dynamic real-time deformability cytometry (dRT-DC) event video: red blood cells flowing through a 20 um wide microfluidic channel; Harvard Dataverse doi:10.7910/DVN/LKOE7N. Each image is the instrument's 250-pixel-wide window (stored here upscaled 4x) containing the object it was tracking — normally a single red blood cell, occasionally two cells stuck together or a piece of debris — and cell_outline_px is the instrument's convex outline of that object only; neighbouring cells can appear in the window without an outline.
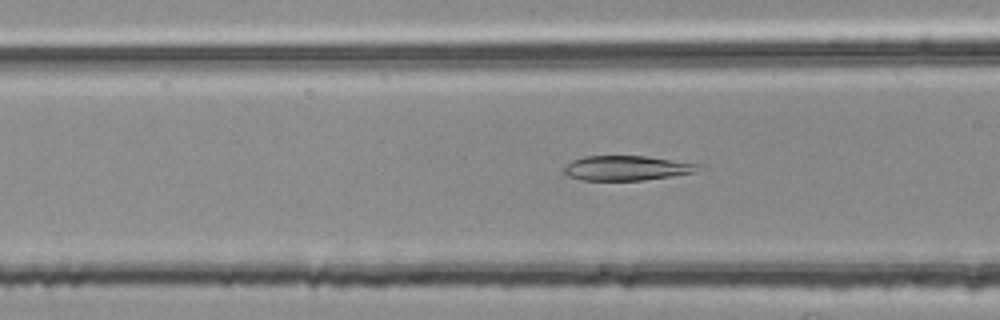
{"species": "common noctule bat (a hibernating species)", "species_latin": "Nyctalus noctula", "temperature_condition": "room temperature", "stored_images_in_passage": 32, "camera_frame_rate_fps": 3000, "um_per_image_px": 0.085, "animal": {"sex": "female", "body_mass_g": 25.1}, "frame": {"image": 1, "passage_image": 5, "time_ms": 1.333, "image_size_px": [1000, 320], "cell_outline_px": [[700, 164], [692, 172], [644, 180], [584, 180], [568, 176], [564, 172], [564, 164], [572, 160], [584, 156], [644, 156]], "centroid_in_image_um": [53.14, 14.28], "position_along_channel_um": 113.5, "area_um2": 18.96}}
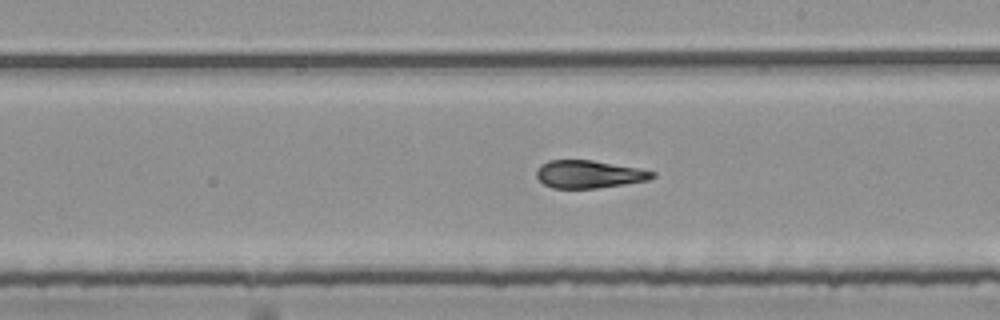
{"frame": {"image": 2, "passage_image": 15, "time_ms": 4.667, "image_size_px": [1000, 320], "cell_outline_px": [[656, 176], [648, 180], [624, 184], [596, 188], [552, 188], [544, 184], [536, 176], [536, 172], [540, 164], [548, 160], [592, 160], [640, 168], [656, 172]], "centroid_in_image_um": [50.07, 14.8], "position_along_channel_um": 238.9, "area_um2": 18.79}}
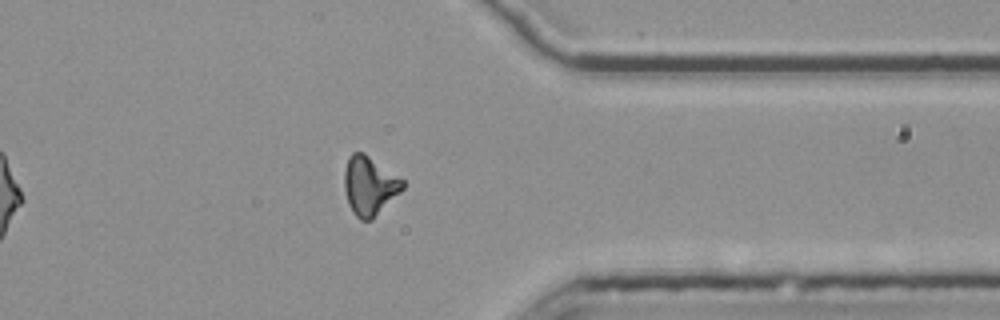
{"frame": {"image": 3, "passage_image": 27, "time_ms": 8.667, "image_size_px": [1000, 320], "cell_outline_px": [[404, 188], [372, 220], [360, 220], [352, 212], [348, 204], [344, 188], [344, 168], [348, 156], [352, 152], [364, 152], [404, 180]], "centroid_in_image_um": [31.38, 15.78], "position_along_channel_um": 380.0, "area_um2": 20.11}, "authors_computed_cell_mechanics": {"area_um2": 19.4497, "velocity_mm_per_s": 3.7668, "shape_relaxation_time_tau1_ms": null, "shape_relaxation_time_tau2_ms": 2.8591, "deformation_change_tau1": null, "deformation_change_tau2": 0.0782}}